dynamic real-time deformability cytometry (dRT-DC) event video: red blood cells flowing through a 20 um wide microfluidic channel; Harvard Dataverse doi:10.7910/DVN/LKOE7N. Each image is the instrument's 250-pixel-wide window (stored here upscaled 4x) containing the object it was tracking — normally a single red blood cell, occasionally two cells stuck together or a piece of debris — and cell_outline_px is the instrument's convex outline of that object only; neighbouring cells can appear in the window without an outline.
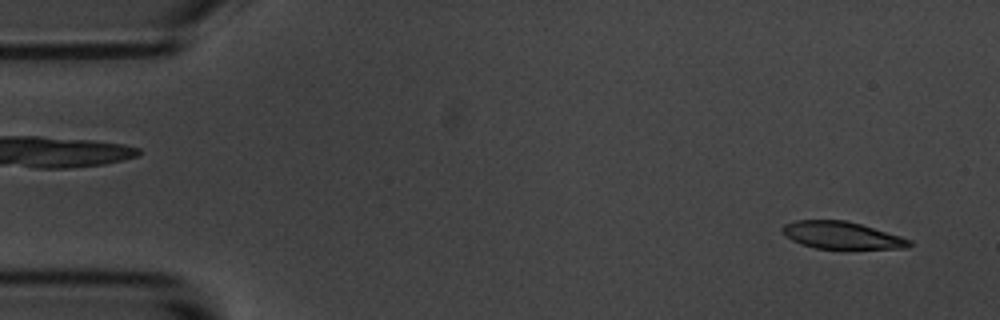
{"species": "common noctule bat (a hibernating species)", "species_latin": "Nyctalus noctula", "temperature_condition": "room temperature", "stored_images_in_passage": 4, "camera_frame_rate_fps": 3000, "um_per_image_px": 0.085, "animal": {"sex": "male", "body_mass_g": 20.1, "forearm_length_mm": 53.5}, "frame": {"image": 1, "passage_image": 1, "time_ms": 0.0, "image_size_px": [1000, 320], "cell_outline_px": [[912, 244], [908, 248], [816, 248], [792, 240], [780, 232], [780, 228], [784, 224], [796, 220], [844, 220], [860, 224], [900, 236], [912, 240]], "centroid_in_image_um": [71.51, 19.99], "position_along_channel_um": 13.5, "area_um2": 19.88}}
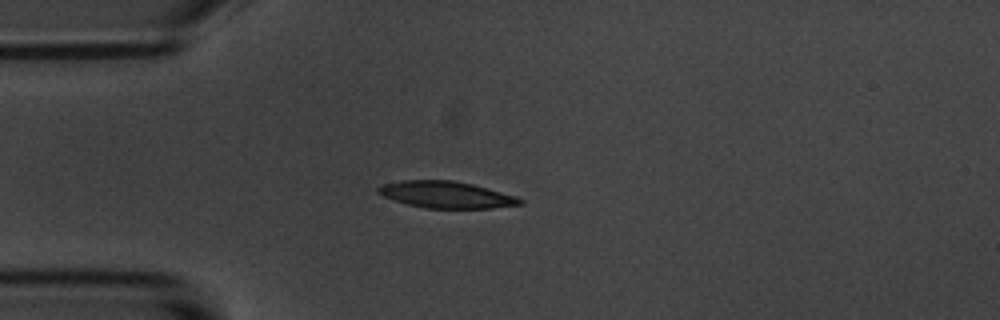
{"frame": {"image": 2, "passage_image": 4, "time_ms": 3.667, "image_size_px": [1000, 320], "cell_outline_px": [[524, 204], [492, 208], [424, 208], [408, 204], [384, 196], [376, 192], [376, 188], [380, 184], [404, 180], [452, 180], [472, 184], [516, 196], [524, 200]], "centroid_in_image_um": [37.93, 16.54], "position_along_channel_um": 47.1, "area_um2": 22.02}}